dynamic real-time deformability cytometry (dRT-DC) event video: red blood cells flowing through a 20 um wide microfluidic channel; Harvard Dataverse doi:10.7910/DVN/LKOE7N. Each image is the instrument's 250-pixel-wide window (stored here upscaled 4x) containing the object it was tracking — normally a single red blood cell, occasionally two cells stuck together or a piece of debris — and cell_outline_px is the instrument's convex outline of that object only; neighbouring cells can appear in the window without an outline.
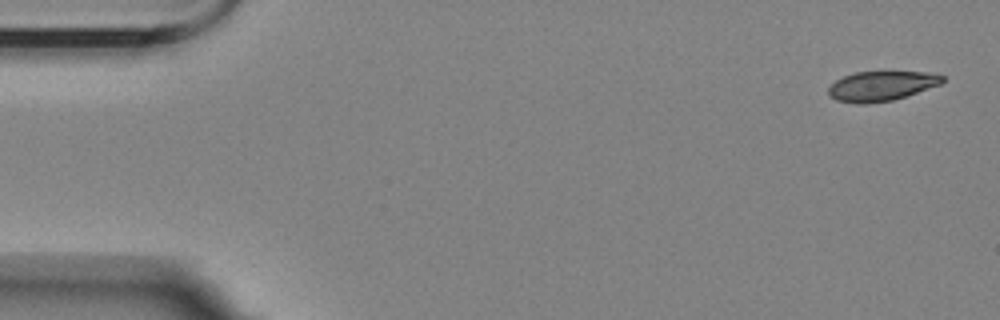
{"species": "Egyptian fruit bat (a non-hibernating species)", "species_latin": "Rousettus aegyptiacus", "temperature_condition": "room temperature", "stored_images_in_passage": 5, "camera_frame_rate_fps": 3000, "um_per_image_px": 0.085, "animal": {"sex": "female"}, "frame": {"image": 1, "passage_image": 1, "time_ms": 0.0, "image_size_px": [1000, 320], "cell_outline_px": [[944, 80], [940, 84], [892, 100], [864, 104], [856, 104], [836, 100], [828, 96], [828, 88], [836, 80], [844, 76], [856, 72], [928, 72], [944, 76]], "centroid_in_image_um": [74.87, 7.31], "position_along_channel_um": 10.1, "area_um2": 19.54}}
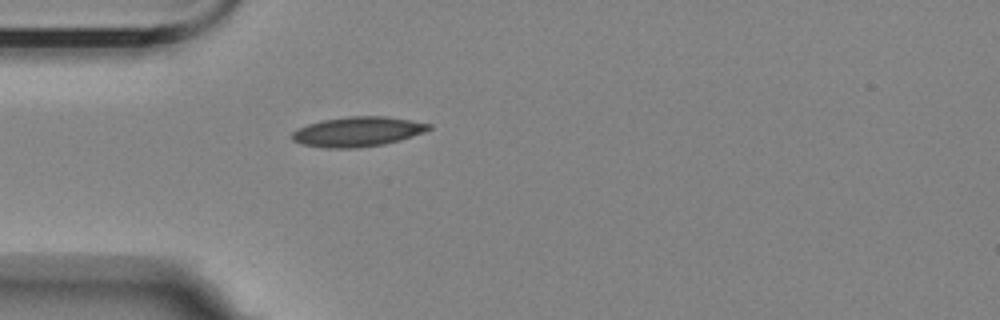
{"frame": {"image": 2, "passage_image": 5, "time_ms": 4.667, "image_size_px": [1000, 320], "cell_outline_px": [[432, 128], [424, 132], [400, 140], [384, 144], [356, 148], [328, 148], [300, 144], [292, 140], [292, 132], [296, 128], [308, 124], [324, 120], [348, 116], [384, 116], [432, 124]], "centroid_in_image_um": [30.38, 11.19], "position_along_channel_um": 54.6, "area_um2": 23.7}}